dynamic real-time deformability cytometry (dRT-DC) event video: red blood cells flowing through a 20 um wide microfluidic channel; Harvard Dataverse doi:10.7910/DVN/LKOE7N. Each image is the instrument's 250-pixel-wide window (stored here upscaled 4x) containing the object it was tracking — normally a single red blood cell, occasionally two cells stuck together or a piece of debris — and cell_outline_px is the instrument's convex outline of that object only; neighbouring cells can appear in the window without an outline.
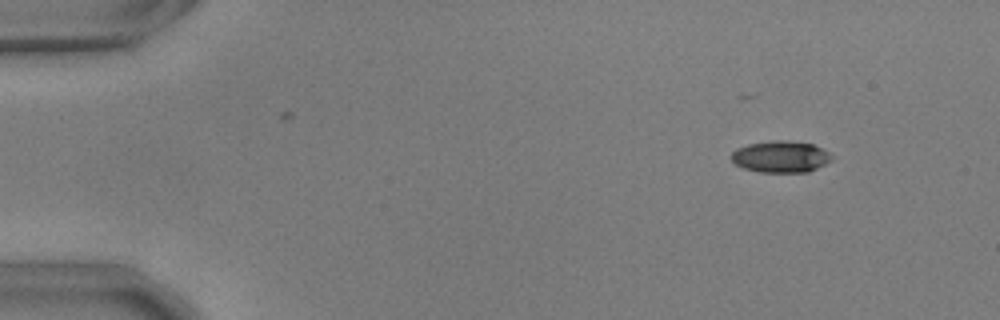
{"species": "common noctule bat (a hibernating species)", "species_latin": "Nyctalus noctula", "temperature_condition": "warm", "stored_images_in_passage": 31, "camera_frame_rate_fps": 3000, "um_per_image_px": 0.085, "animal": {"sex": "male", "body_mass_g": 17.9, "forearm_length_mm": 54.2}, "frame": {"image": 1, "passage_image": 1, "time_ms": 0.0, "image_size_px": [1000, 320], "cell_outline_px": [[832, 160], [808, 172], [760, 172], [744, 168], [736, 164], [732, 160], [732, 152], [736, 148], [748, 144], [772, 140], [784, 140], [812, 144], [828, 152], [832, 156]], "centroid_in_image_um": [66.34, 13.31], "position_along_channel_um": 18.7, "area_um2": 18.32}}
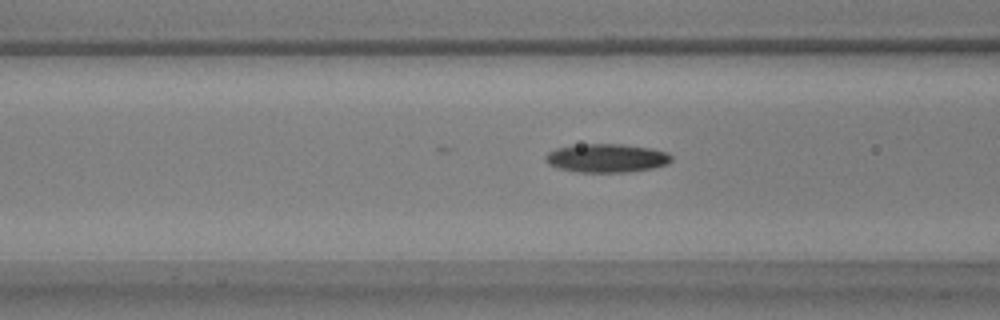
{"frame": {"image": 2, "passage_image": 17, "time_ms": 5.333, "image_size_px": [1000, 320], "cell_outline_px": [[672, 160], [668, 164], [652, 168], [624, 172], [580, 172], [560, 168], [548, 164], [544, 160], [544, 156], [548, 152], [556, 148], [580, 144], [624, 144], [652, 148], [668, 152], [672, 156]], "centroid_in_image_um": [51.57, 13.43], "position_along_channel_um": 115.0, "area_um2": 21.04}}
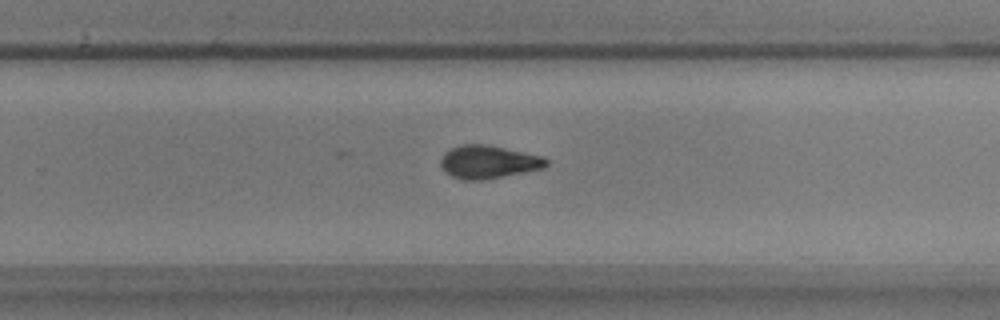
{"frame": {"image": 3, "passage_image": 31, "time_ms": 10.0, "image_size_px": [1000, 320], "cell_outline_px": [[548, 164], [544, 168], [524, 172], [480, 180], [464, 180], [452, 176], [444, 172], [440, 164], [440, 160], [444, 152], [460, 144], [488, 144], [544, 156], [548, 160]], "centroid_in_image_um": [41.5, 13.75], "position_along_channel_um": 288.3, "area_um2": 20.46}}